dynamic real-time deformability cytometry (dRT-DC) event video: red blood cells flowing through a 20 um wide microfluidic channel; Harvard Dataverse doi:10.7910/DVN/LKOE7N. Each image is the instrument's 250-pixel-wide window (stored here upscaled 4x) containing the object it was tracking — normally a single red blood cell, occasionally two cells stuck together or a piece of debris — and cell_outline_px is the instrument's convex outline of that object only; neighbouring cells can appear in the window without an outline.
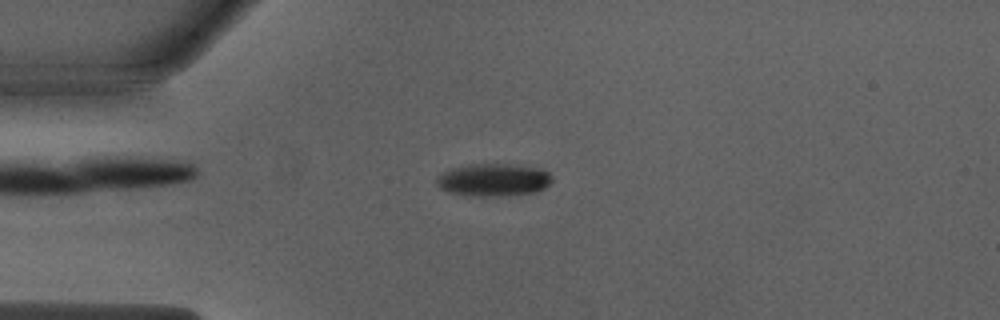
{"species": "Egyptian fruit bat (a non-hibernating species)", "species_latin": "Rousettus aegyptiacus", "temperature_condition": "warm", "stored_images_in_passage": 45, "camera_frame_rate_fps": 3000, "um_per_image_px": 0.085, "animal": {"sex": "male"}, "frame": {"image": 1, "passage_image": 6, "time_ms": 1.667, "image_size_px": [1000, 320], "cell_outline_px": [[552, 180], [544, 188], [536, 192], [496, 196], [472, 196], [448, 192], [440, 188], [436, 184], [436, 176], [452, 168], [468, 164], [504, 164], [536, 168], [548, 172], [552, 176]], "centroid_in_image_um": [41.9, 15.29], "position_along_channel_um": 43.1, "area_um2": 21.79}}
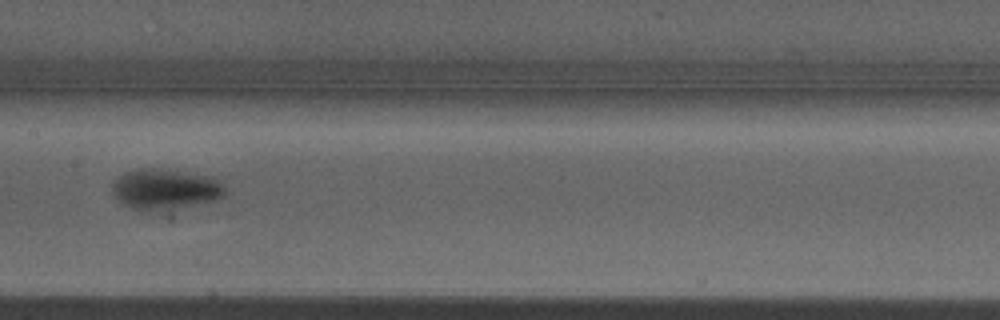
{"frame": {"image": 2, "passage_image": 19, "time_ms": 6.0, "image_size_px": [1000, 320], "cell_outline_px": [[224, 196], [216, 200], [160, 212], [132, 208], [124, 204], [112, 196], [112, 184], [120, 176], [128, 172], [140, 168], [180, 172], [212, 176], [224, 188]], "centroid_in_image_um": [14.02, 16.12], "position_along_channel_um": 193.4, "area_um2": 26.18}}
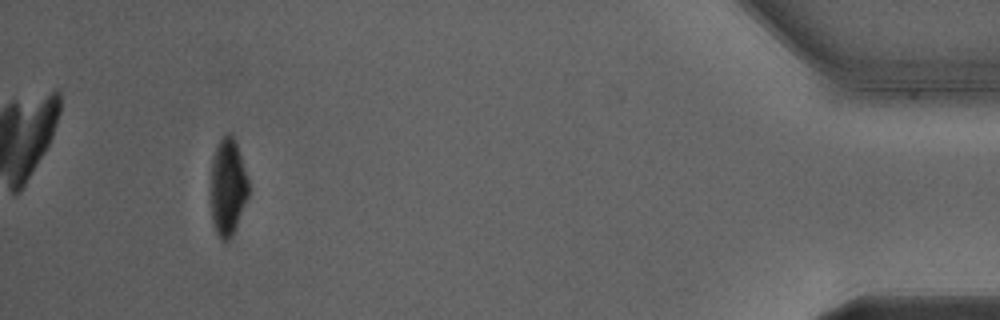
{"frame": {"image": 3, "passage_image": 41, "time_ms": 13.333, "image_size_px": [1000, 320], "cell_outline_px": [[248, 196], [232, 236], [228, 240], [220, 240], [216, 232], [212, 220], [212, 160], [216, 148], [220, 140], [228, 132], [232, 136], [236, 144], [248, 180]], "centroid_in_image_um": [19.36, 15.93], "position_along_channel_um": 415.8, "area_um2": 20.63}}